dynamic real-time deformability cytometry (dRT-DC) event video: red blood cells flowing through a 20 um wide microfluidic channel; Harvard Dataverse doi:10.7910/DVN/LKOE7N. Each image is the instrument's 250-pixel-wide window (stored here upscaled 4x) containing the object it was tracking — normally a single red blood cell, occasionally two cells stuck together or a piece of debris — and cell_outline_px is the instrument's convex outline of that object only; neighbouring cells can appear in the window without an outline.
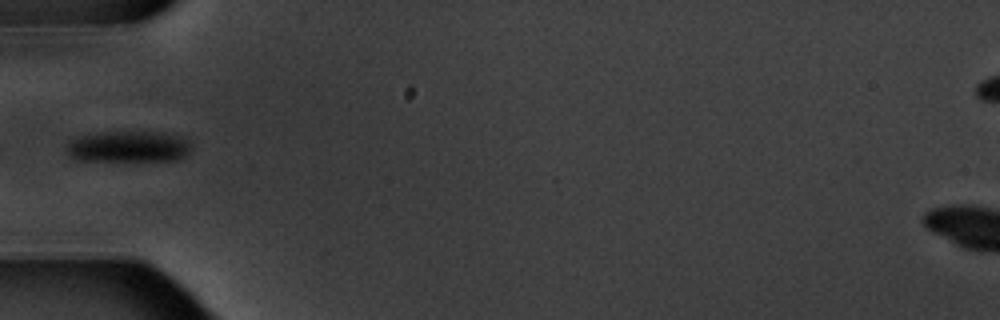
{"species": "common noctule bat (a hibernating species)", "species_latin": "Nyctalus noctula", "temperature_condition": "warm", "stored_images_in_passage": 6, "camera_frame_rate_fps": 3000, "um_per_image_px": 0.085, "animal": {"sex": "male", "body_mass_g": 20.1, "forearm_length_mm": 53.5}, "frame": {"image": 1, "passage_image": 6, "time_ms": 6.0, "image_size_px": [1000, 320], "cell_outline_px": [[192, 148], [184, 156], [176, 160], [76, 160], [68, 152], [68, 144], [72, 140], [80, 136], [96, 132], [164, 132], [184, 136], [192, 144]], "centroid_in_image_um": [11.0, 12.44], "position_along_channel_um": 74.0, "area_um2": 22.66}}